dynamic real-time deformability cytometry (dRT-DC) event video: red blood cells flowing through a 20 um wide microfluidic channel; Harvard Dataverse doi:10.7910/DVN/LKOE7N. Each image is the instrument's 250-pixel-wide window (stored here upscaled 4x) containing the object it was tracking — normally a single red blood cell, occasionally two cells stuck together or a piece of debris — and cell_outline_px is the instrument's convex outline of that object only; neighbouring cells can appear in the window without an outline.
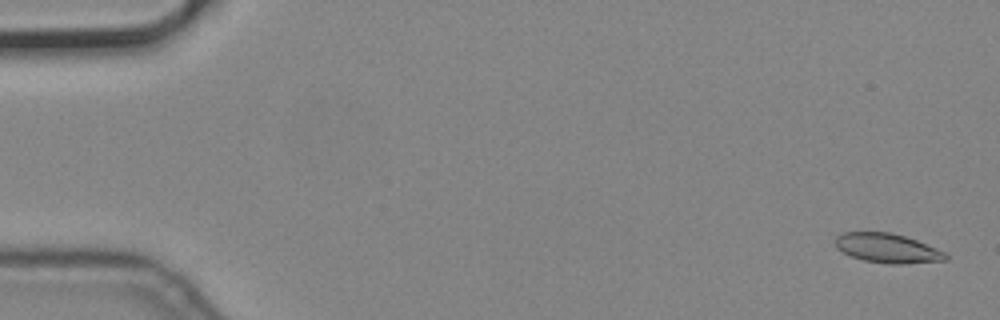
{"species": "common noctule bat (a hibernating species)", "species_latin": "Nyctalus noctula", "temperature_condition": "cold", "stored_images_in_passage": 56, "camera_frame_rate_fps": 3000, "um_per_image_px": 0.085, "animal": {"sex": "male", "body_mass_g": 19.2, "forearm_length_mm": 51.8}, "frame": {"image": 1, "passage_image": 2, "time_ms": 0.333, "image_size_px": [1000, 320], "cell_outline_px": [[948, 260], [900, 264], [888, 264], [864, 260], [852, 256], [836, 248], [836, 236], [840, 232], [892, 232], [916, 240], [936, 248], [944, 252], [948, 256]], "centroid_in_image_um": [75.42, 21.09], "position_along_channel_um": 9.6, "area_um2": 18.79}}
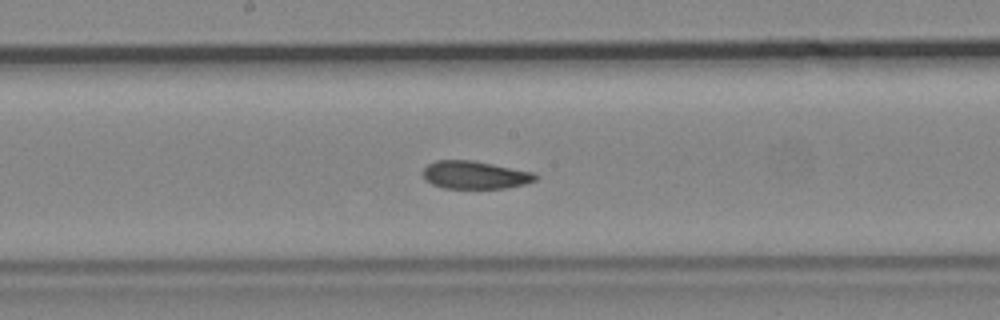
{"frame": {"image": 2, "passage_image": 30, "time_ms": 9.667, "image_size_px": [1000, 320], "cell_outline_px": [[540, 176], [536, 180], [524, 184], [508, 188], [444, 188], [432, 184], [424, 180], [420, 172], [428, 164], [436, 160], [472, 160], [536, 172]], "centroid_in_image_um": [40.37, 14.87], "position_along_channel_um": 207.8, "area_um2": 18.61}}
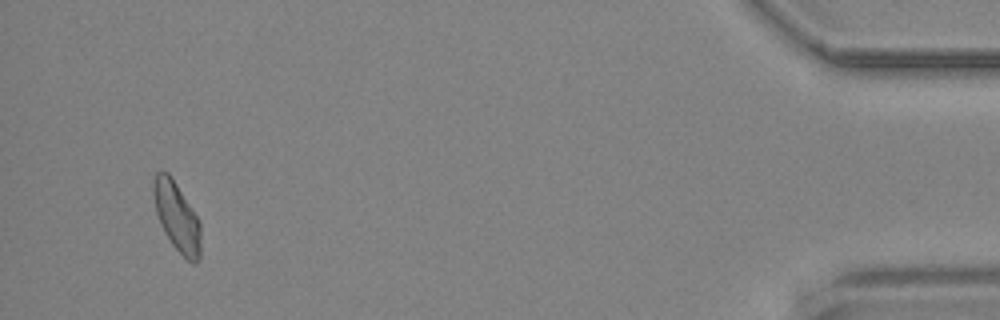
{"frame": {"image": 3, "passage_image": 54, "time_ms": 17.667, "image_size_px": [1000, 320], "cell_outline_px": [[200, 256], [196, 264], [192, 264], [172, 244], [160, 224], [156, 212], [152, 196], [152, 180], [156, 172], [168, 172], [172, 176], [200, 220]], "centroid_in_image_um": [15.02, 18.38], "position_along_channel_um": 420.2, "area_um2": 19.25}}